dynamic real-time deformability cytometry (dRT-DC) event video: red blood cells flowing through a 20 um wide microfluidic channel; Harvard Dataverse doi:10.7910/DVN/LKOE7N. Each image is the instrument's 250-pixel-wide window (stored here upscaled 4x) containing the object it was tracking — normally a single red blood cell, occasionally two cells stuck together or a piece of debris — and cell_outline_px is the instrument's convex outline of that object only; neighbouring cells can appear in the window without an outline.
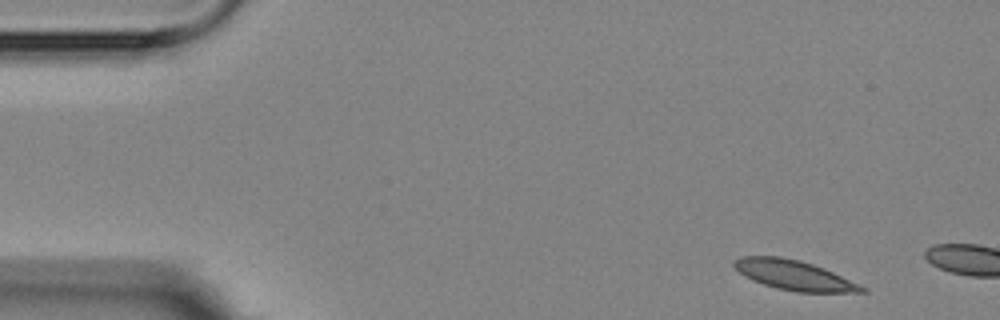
{"species": "Egyptian fruit bat (a non-hibernating species)", "species_latin": "Rousettus aegyptiacus", "temperature_condition": "room temperature", "stored_images_in_passage": 4, "segment_of_instrument_passage": [2, 2], "camera_frame_rate_fps": 3000, "um_per_image_px": 0.085, "animal": {"sex": "female"}, "frame": {"image": 1, "passage_image": 4, "time_ms": 4.333, "image_size_px": [1000, 320], "cell_outline_px": [[868, 292], [796, 292], [776, 288], [752, 280], [744, 276], [732, 264], [736, 260], [744, 256], [780, 256], [800, 260], [824, 268], [860, 284], [868, 288]], "centroid_in_image_um": [67.53, 23.39], "position_along_channel_um": 17.5, "area_um2": 22.08}}